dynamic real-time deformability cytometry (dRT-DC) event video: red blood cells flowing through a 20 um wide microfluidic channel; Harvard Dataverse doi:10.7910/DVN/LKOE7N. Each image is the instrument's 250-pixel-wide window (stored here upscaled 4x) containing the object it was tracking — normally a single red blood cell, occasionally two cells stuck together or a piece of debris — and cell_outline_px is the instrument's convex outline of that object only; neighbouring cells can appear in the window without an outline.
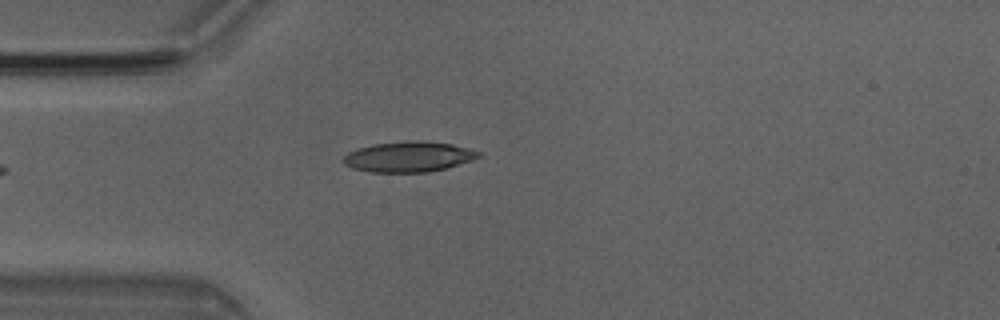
{"species": "Egyptian fruit bat (a non-hibernating species)", "species_latin": "Rousettus aegyptiacus", "temperature_condition": "room temperature", "stored_images_in_passage": 4, "camera_frame_rate_fps": 3000, "um_per_image_px": 0.085, "animal": {"sex": "male"}, "frame": {"image": 1, "passage_image": 4, "time_ms": 1.0, "image_size_px": [1000, 320], "cell_outline_px": [[480, 156], [472, 160], [444, 168], [428, 172], [368, 172], [352, 168], [344, 164], [340, 160], [348, 152], [356, 148], [372, 144], [408, 140], [424, 140], [452, 144], [468, 148], [480, 152]], "centroid_in_image_um": [34.67, 13.31], "position_along_channel_um": 50.3, "area_um2": 24.16}}